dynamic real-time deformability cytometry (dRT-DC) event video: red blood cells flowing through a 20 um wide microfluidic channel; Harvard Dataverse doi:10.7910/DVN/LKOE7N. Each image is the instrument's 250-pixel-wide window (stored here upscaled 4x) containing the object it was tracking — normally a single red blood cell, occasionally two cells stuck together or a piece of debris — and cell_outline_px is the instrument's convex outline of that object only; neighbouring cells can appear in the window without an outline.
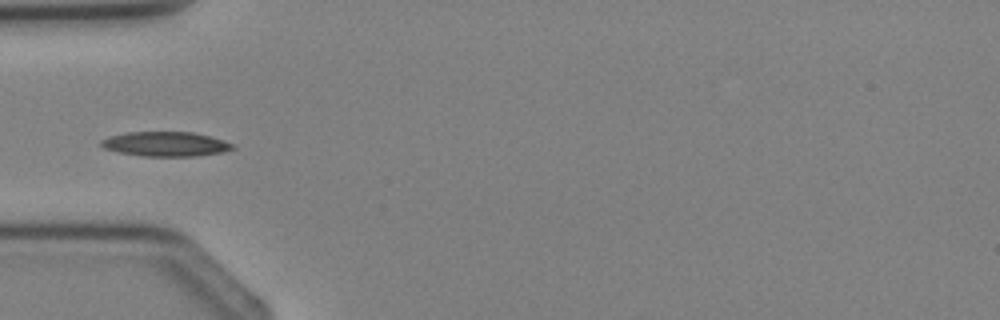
{"species": "Egyptian fruit bat (a non-hibernating species)", "species_latin": "Rousettus aegyptiacus", "temperature_condition": "cold", "stored_images_in_passage": 3, "camera_frame_rate_fps": 3000, "um_per_image_px": 0.085, "animal": {"sex": "female"}, "frame": {"image": 1, "passage_image": 3, "time_ms": 2.333, "image_size_px": [1000, 320], "cell_outline_px": [[236, 148], [220, 152], [196, 156], [144, 156], [120, 152], [104, 148], [100, 144], [100, 140], [108, 136], [128, 132], [192, 132], [224, 140], [232, 144]], "centroid_in_image_um": [14.05, 12.24], "position_along_channel_um": 71.0, "area_um2": 18.67}}